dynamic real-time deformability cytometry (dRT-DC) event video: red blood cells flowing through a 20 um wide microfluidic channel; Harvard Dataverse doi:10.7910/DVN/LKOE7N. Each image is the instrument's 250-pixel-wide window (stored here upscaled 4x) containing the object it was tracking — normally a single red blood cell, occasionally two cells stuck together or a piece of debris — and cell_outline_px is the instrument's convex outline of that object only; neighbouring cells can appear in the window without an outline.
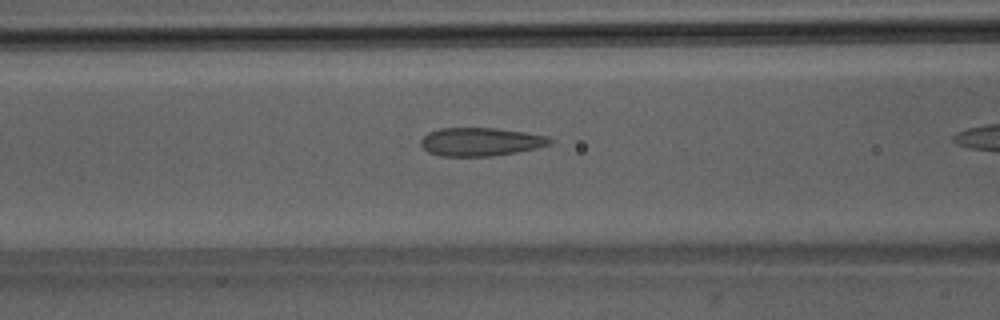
{"species": "Egyptian fruit bat (a non-hibernating species)", "species_latin": "Rousettus aegyptiacus", "temperature_condition": "room temperature", "stored_images_in_passage": 16, "camera_frame_rate_fps": 3000, "um_per_image_px": 0.085, "animal": {"sex": "male"}, "frame": {"image": 1, "passage_image": 14, "time_ms": 4.333, "image_size_px": [1000, 320], "cell_outline_px": [[556, 140], [552, 144], [536, 148], [516, 152], [492, 156], [440, 156], [428, 152], [420, 144], [420, 140], [428, 132], [440, 128], [496, 128], [524, 132], [548, 136]], "centroid_in_image_um": [40.87, 12.05], "position_along_channel_um": 125.7, "area_um2": 21.44}}